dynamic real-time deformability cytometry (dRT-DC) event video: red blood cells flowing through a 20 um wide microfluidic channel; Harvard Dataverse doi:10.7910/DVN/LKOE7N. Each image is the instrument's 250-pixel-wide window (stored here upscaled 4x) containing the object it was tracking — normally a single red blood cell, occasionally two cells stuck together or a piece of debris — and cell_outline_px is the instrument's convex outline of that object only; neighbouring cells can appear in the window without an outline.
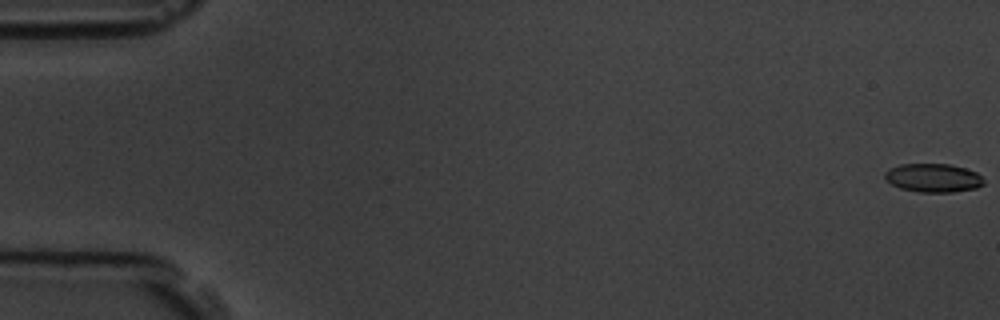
{"species": "common noctule bat (a hibernating species)", "species_latin": "Nyctalus noctula", "temperature_condition": "room temperature", "stored_images_in_passage": 7, "camera_frame_rate_fps": 3000, "um_per_image_px": 0.085, "animal": {"sex": "male", "body_mass_g": 19.5, "forearm_length_mm": 54.6}, "frame": {"image": 1, "passage_image": 1, "time_ms": 0.0, "image_size_px": [1000, 320], "cell_outline_px": [[984, 184], [976, 188], [952, 192], [920, 192], [900, 188], [892, 184], [884, 176], [884, 172], [888, 168], [900, 164], [948, 164], [964, 168], [976, 172], [984, 180]], "centroid_in_image_um": [79.31, 15.11], "position_along_channel_um": 5.7, "area_um2": 16.42}}
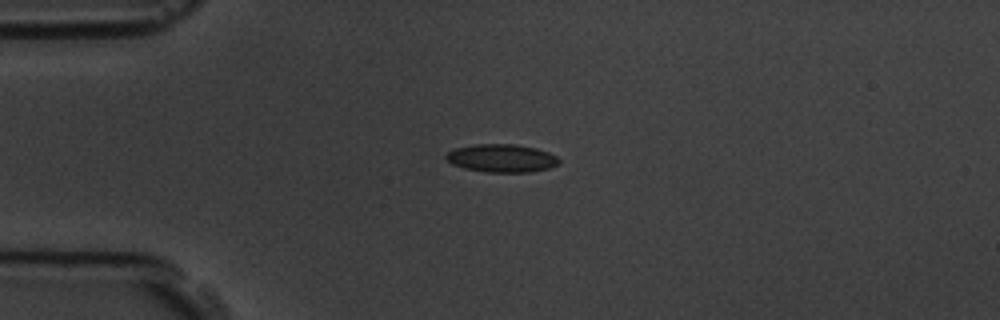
{"frame": {"image": 2, "passage_image": 5, "time_ms": 4.667, "image_size_px": [1000, 320], "cell_outline_px": [[560, 164], [548, 168], [532, 172], [488, 172], [464, 168], [452, 164], [444, 160], [444, 156], [448, 152], [456, 148], [476, 144], [516, 144], [536, 148], [548, 152], [556, 156], [560, 160]], "centroid_in_image_um": [42.64, 13.45], "position_along_channel_um": 42.4, "area_um2": 18.55}}
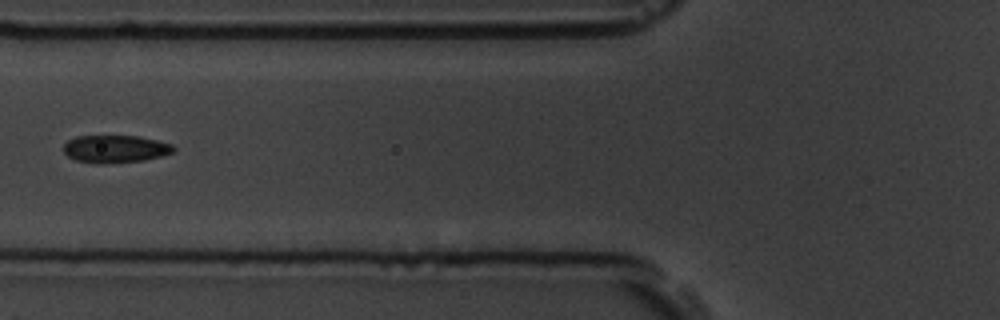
{"frame": {"image": 3, "passage_image": 7, "time_ms": 7.333, "image_size_px": [1000, 320], "cell_outline_px": [[176, 148], [172, 152], [160, 156], [144, 160], [100, 164], [76, 160], [68, 156], [64, 152], [64, 144], [68, 140], [76, 136], [140, 136], [172, 144]], "centroid_in_image_um": [9.79, 12.65], "position_along_channel_um": 116.0, "area_um2": 17.57}}